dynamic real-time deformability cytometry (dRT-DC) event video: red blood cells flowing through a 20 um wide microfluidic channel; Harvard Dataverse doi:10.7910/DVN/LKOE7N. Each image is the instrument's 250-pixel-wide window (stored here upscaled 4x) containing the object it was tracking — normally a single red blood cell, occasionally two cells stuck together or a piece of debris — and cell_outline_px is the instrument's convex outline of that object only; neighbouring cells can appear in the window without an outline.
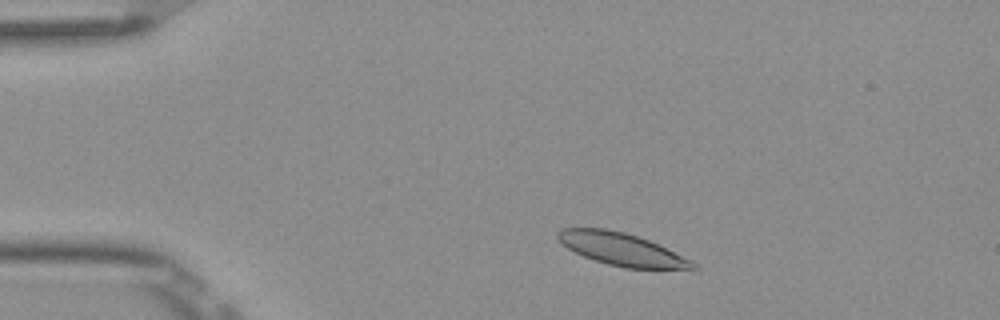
{"species": "Egyptian fruit bat (a non-hibernating species)", "species_latin": "Rousettus aegyptiacus", "temperature_condition": "room temperature", "stored_images_in_passage": 3, "camera_frame_rate_fps": 3000, "um_per_image_px": 0.085, "frame": {"image": 1, "passage_image": 2, "time_ms": 0.333, "image_size_px": [1000, 320], "cell_outline_px": [[700, 268], [696, 272], [692, 272], [624, 268], [608, 264], [584, 256], [568, 248], [556, 236], [556, 232], [560, 228], [604, 228], [624, 232], [648, 240], [692, 260]], "centroid_in_image_um": [53.01, 21.25], "position_along_channel_um": 32.0, "area_um2": 26.24}}